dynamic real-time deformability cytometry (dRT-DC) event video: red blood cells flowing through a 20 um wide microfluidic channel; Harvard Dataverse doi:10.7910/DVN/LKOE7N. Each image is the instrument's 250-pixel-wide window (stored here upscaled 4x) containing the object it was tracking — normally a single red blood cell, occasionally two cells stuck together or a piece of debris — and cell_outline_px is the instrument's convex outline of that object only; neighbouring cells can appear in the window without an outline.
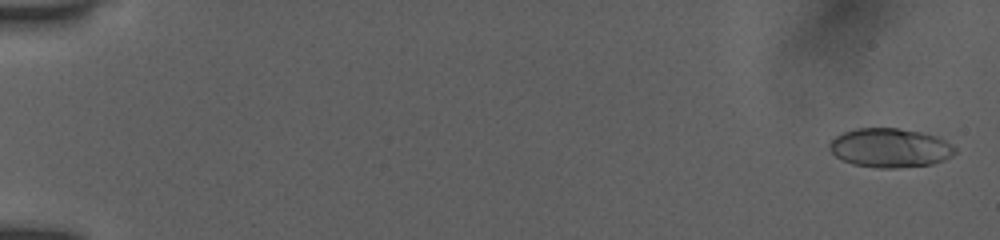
{"species": "human", "species_latin": "Homo sapiens", "temperature_condition": "room temperature", "stored_images_in_passage": 54, "camera_frame_rate_fps": 3000, "um_per_image_px": 0.085, "donor": {"sex": "female"}, "frame": {"image": 1, "passage_image": 2, "time_ms": 0.333, "image_size_px": [1000, 240], "cell_outline_px": [[956, 152], [952, 156], [944, 160], [932, 164], [896, 168], [880, 168], [852, 164], [836, 156], [828, 148], [828, 144], [836, 136], [844, 132], [856, 128], [900, 128], [924, 132], [936, 136], [952, 144], [956, 148]], "centroid_in_image_um": [75.67, 12.56], "position_along_channel_um": 9.3, "area_um2": 28.73}}
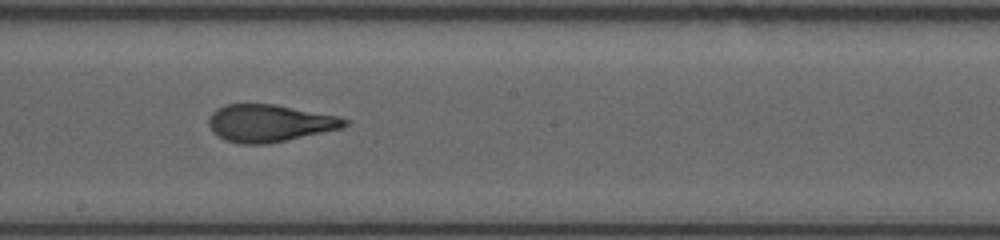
{"frame": {"image": 2, "passage_image": 32, "time_ms": 10.333, "image_size_px": [1000, 240], "cell_outline_px": [[348, 124], [340, 128], [284, 140], [264, 144], [240, 144], [224, 140], [212, 132], [208, 124], [208, 120], [212, 112], [224, 104], [272, 104], [340, 116], [348, 120]], "centroid_in_image_um": [22.85, 10.46], "position_along_channel_um": 225.3, "area_um2": 29.25}}
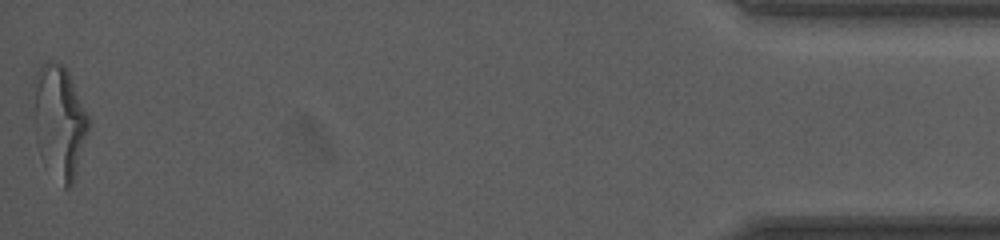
{"frame": {"image": 3, "passage_image": 54, "time_ms": 17.667, "image_size_px": [1000, 240], "cell_outline_px": [[92, 124], [72, 184], [68, 188], [64, 188], [36, 116], [36, 72], [48, 60], [52, 60], [68, 68], [92, 120]], "centroid_in_image_um": [5.27, 10.05], "position_along_channel_um": 429.9, "area_um2": 32.66}, "authors_computed_cell_mechanics": {"area_um2": 29.4491, "velocity_mm_per_s": 3.9393, "shape_relaxation_time_tau1_ms": 4.8766, "shape_relaxation_time_tau2_ms": 1.225, "deformation_change_tau1": 0.2284, "deformation_change_tau2": 0.1038}}